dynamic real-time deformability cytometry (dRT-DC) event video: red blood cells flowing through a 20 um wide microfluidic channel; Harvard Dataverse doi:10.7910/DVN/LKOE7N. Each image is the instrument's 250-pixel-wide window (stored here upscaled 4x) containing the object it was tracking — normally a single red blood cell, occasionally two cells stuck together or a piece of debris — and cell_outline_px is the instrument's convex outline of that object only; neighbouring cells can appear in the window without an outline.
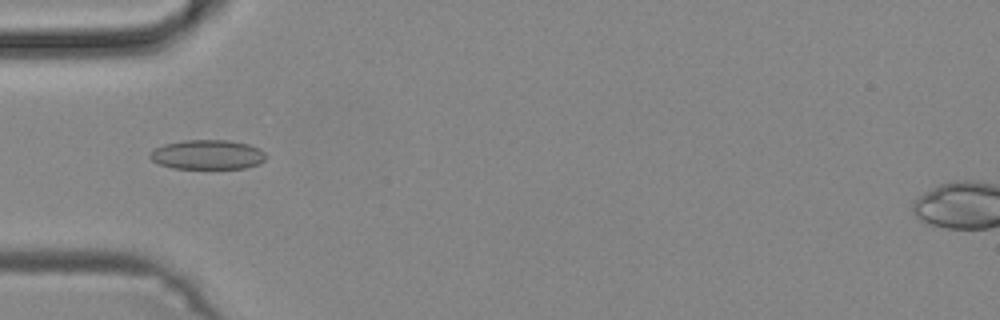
{"species": "common noctule bat (a hibernating species)", "species_latin": "Nyctalus noctula", "temperature_condition": "cold", "stored_images_in_passage": 12, "camera_frame_rate_fps": 3000, "um_per_image_px": 0.085, "animal": {"sex": "male", "body_mass_g": 19.2, "forearm_length_mm": 51.8}, "frame": {"image": 1, "passage_image": 4, "time_ms": 1.0, "image_size_px": [1000, 320], "cell_outline_px": [[268, 156], [260, 164], [244, 168], [172, 168], [160, 164], [152, 160], [148, 156], [148, 152], [152, 148], [164, 144], [184, 140], [228, 140], [248, 144], [260, 148]], "centroid_in_image_um": [17.62, 13.13], "position_along_channel_um": 67.4, "area_um2": 20.17}}